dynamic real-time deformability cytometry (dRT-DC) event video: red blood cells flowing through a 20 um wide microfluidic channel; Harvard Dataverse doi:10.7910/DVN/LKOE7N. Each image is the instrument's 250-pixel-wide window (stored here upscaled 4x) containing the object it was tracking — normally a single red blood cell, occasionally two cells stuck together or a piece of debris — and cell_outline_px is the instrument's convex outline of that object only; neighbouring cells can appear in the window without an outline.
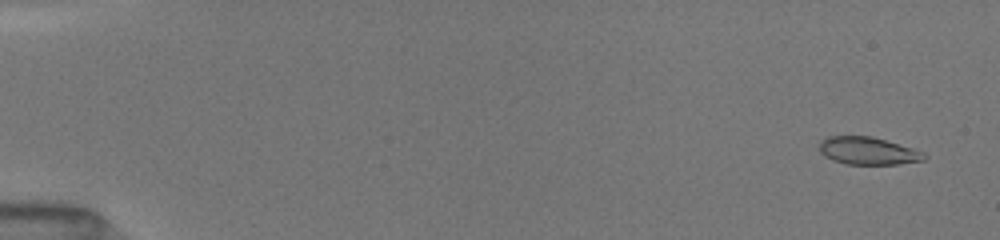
{"species": "common noctule bat (a hibernating species)", "species_latin": "Nyctalus noctula", "temperature_condition": "room temperature", "stored_images_in_passage": 70, "camera_frame_rate_fps": 3000, "um_per_image_px": 0.085, "animal": {"sex": "female", "body_mass_g": 19.5, "forearm_length_mm": 54.1}, "frame": {"image": 1, "passage_image": 4, "time_ms": 0.667, "image_size_px": [1000, 240], "cell_outline_px": [[928, 156], [924, 160], [900, 164], [848, 164], [832, 160], [824, 156], [820, 152], [820, 144], [828, 136], [872, 136], [912, 148], [924, 152]], "centroid_in_image_um": [73.8, 12.83], "position_along_channel_um": 11.2, "area_um2": 16.76}}
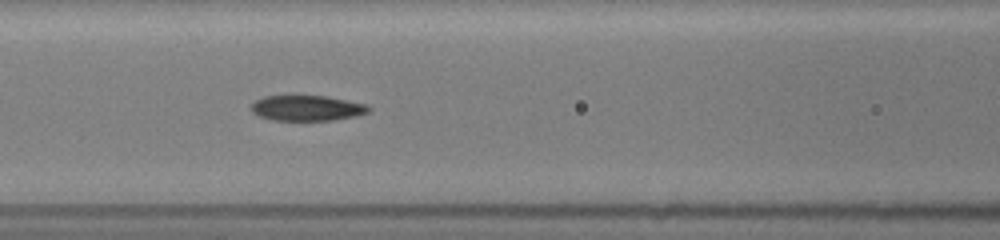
{"frame": {"image": 2, "passage_image": 32, "time_ms": 7.667, "image_size_px": [1000, 240], "cell_outline_px": [[372, 108], [368, 112], [356, 116], [336, 120], [272, 120], [256, 116], [252, 112], [252, 104], [256, 100], [264, 96], [292, 92], [328, 96], [368, 104]], "centroid_in_image_um": [26.07, 9.13], "position_along_channel_um": 140.5, "area_um2": 18.5}}
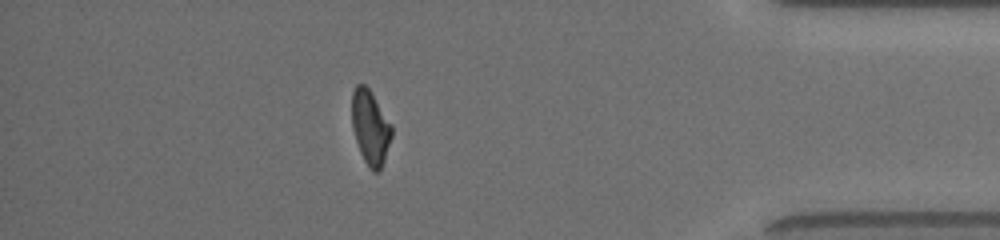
{"frame": {"image": 3, "passage_image": 61, "time_ms": 15.0, "image_size_px": [1000, 240], "cell_outline_px": [[392, 136], [380, 172], [372, 172], [368, 168], [360, 152], [352, 128], [352, 92], [356, 84], [364, 84], [368, 88], [392, 124]], "centroid_in_image_um": [31.48, 10.86], "position_along_channel_um": 403.7, "area_um2": 17.28}, "authors_computed_cell_mechanics": {"area_um2": 17.8602, "velocity_mm_per_s": 4.0622, "shape_relaxation_time_tau1_ms": 8.3724, "shape_relaxation_time_tau2_ms": 2.6692, "deformation_change_tau1": 0.2261, "deformation_change_tau2": 0.0848}}